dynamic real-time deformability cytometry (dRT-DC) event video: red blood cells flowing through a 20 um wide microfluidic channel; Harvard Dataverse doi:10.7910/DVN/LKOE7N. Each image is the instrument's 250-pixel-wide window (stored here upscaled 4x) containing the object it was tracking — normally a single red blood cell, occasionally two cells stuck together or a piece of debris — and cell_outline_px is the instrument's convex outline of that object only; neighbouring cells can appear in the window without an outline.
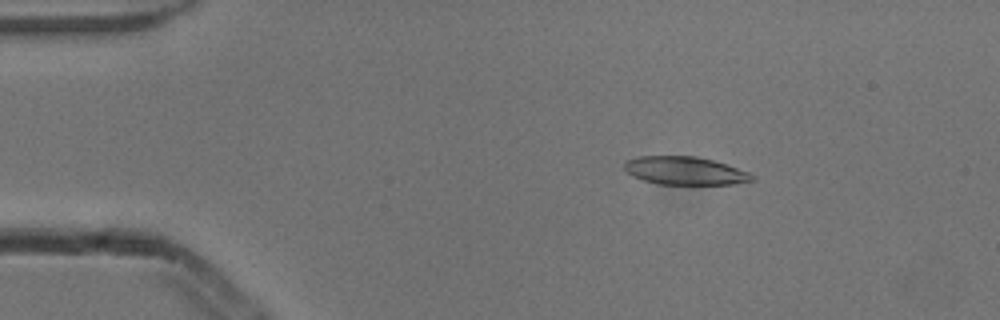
{"species": "common noctule bat (a hibernating species)", "species_latin": "Nyctalus noctula", "temperature_condition": "cold", "stored_images_in_passage": 3, "camera_frame_rate_fps": 3000, "um_per_image_px": 0.085, "animal": {"sex": "male", "body_mass_g": 13.3}, "frame": {"image": 1, "passage_image": 1, "time_ms": 0.0, "image_size_px": [1000, 320], "cell_outline_px": [[756, 180], [732, 184], [660, 184], [644, 180], [632, 176], [624, 168], [624, 164], [628, 160], [636, 156], [696, 156], [728, 164], [748, 172], [756, 176]], "centroid_in_image_um": [58.26, 14.51], "position_along_channel_um": 26.7, "area_um2": 20.92}}
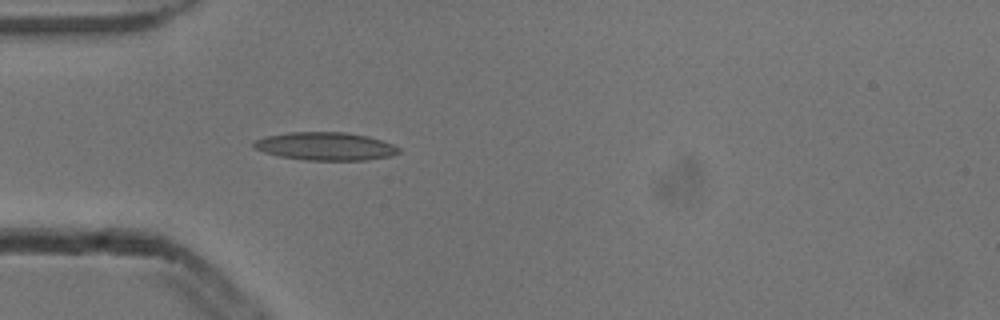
{"frame": {"image": 2, "passage_image": 3, "time_ms": 0.667, "image_size_px": [1000, 320], "cell_outline_px": [[400, 152], [392, 156], [368, 160], [304, 160], [280, 156], [264, 152], [252, 148], [252, 144], [256, 140], [264, 136], [288, 132], [344, 132], [368, 136], [384, 140], [400, 148]], "centroid_in_image_um": [27.67, 12.43], "position_along_channel_um": 57.3, "area_um2": 23.93}}